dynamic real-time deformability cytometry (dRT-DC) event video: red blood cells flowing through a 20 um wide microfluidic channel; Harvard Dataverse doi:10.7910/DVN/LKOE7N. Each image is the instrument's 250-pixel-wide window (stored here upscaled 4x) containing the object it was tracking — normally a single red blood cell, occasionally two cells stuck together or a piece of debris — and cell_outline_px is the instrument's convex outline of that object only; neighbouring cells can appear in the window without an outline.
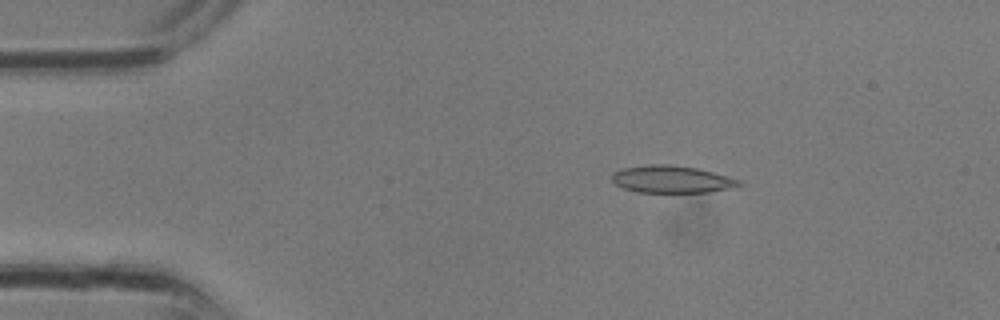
{"species": "common noctule bat (a hibernating species)", "species_latin": "Nyctalus noctula", "temperature_condition": "room temperature", "stored_images_in_passage": 30, "camera_frame_rate_fps": 3000, "um_per_image_px": 0.085, "animal": {"sex": "male", "body_mass_g": 13.3}, "frame": {"image": 1, "passage_image": 5, "time_ms": 1.333, "image_size_px": [1000, 320], "cell_outline_px": [[744, 184], [732, 188], [708, 192], [636, 192], [624, 188], [616, 184], [612, 180], [612, 172], [624, 168], [648, 164], [668, 164], [696, 168], [712, 172], [740, 180]], "centroid_in_image_um": [57.09, 15.24], "position_along_channel_um": 27.9, "area_um2": 20.11}}
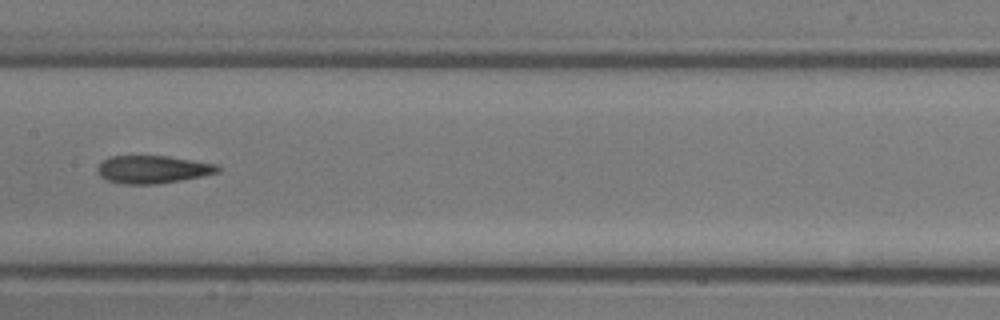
{"frame": {"image": 2, "passage_image": 15, "time_ms": 4.667, "image_size_px": [1000, 320], "cell_outline_px": [[220, 172], [180, 180], [156, 184], [124, 184], [108, 180], [100, 176], [96, 168], [108, 156], [168, 156], [220, 164]], "centroid_in_image_um": [13.01, 14.39], "position_along_channel_um": 194.4, "area_um2": 19.48}}
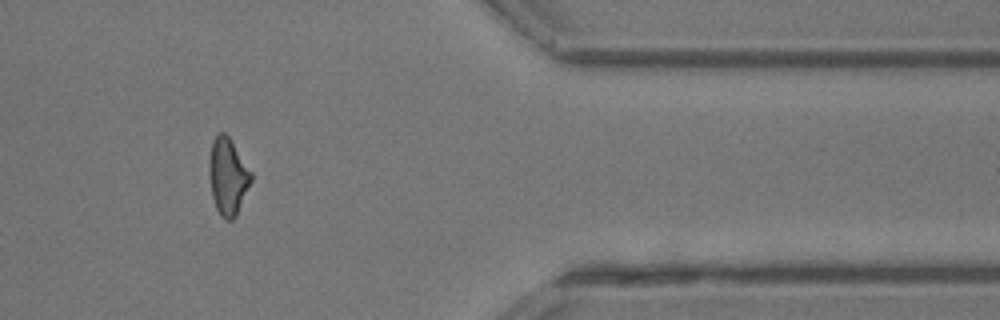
{"frame": {"image": 3, "passage_image": 25, "time_ms": 8.0, "image_size_px": [1000, 320], "cell_outline_px": [[252, 180], [236, 216], [232, 220], [224, 220], [220, 216], [216, 208], [212, 196], [208, 176], [208, 160], [212, 140], [220, 132], [224, 132], [228, 136], [252, 172]], "centroid_in_image_um": [19.34, 15.01], "position_along_channel_um": 392.1, "area_um2": 18.96}}